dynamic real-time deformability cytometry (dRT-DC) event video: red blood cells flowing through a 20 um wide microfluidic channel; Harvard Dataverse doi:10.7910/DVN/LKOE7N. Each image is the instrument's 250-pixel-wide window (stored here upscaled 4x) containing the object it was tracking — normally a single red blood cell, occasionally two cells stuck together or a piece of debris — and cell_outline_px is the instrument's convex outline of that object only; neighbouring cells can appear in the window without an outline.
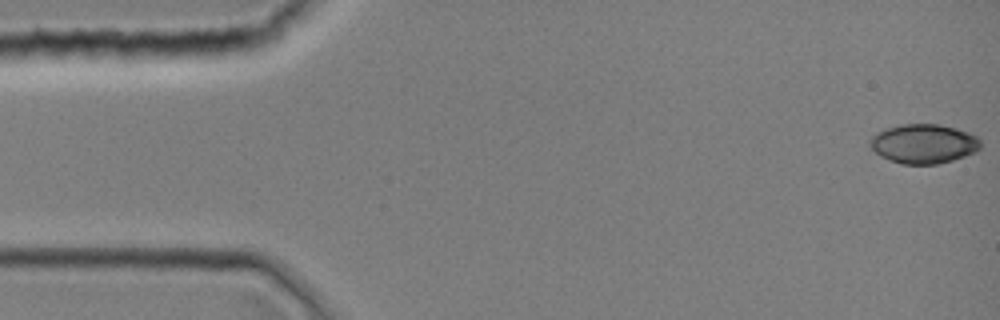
{"species": "common noctule bat (a hibernating species)", "species_latin": "Nyctalus noctula", "temperature_condition": "room temperature", "stored_images_in_passage": 39, "camera_frame_rate_fps": 3000, "um_per_image_px": 0.085, "animal": {"sex": "female", "body_mass_g": 19.0, "forearm_length_mm": 51.5}, "frame": {"image": 1, "passage_image": 1, "time_ms": 0.0, "image_size_px": [1000, 320], "cell_outline_px": [[980, 148], [976, 152], [952, 160], [936, 164], [900, 164], [880, 156], [868, 144], [868, 140], [876, 132], [884, 128], [900, 124], [940, 124], [956, 128], [968, 132], [976, 136], [980, 140]], "centroid_in_image_um": [78.48, 12.21], "position_along_channel_um": 6.5, "area_um2": 25.55}}
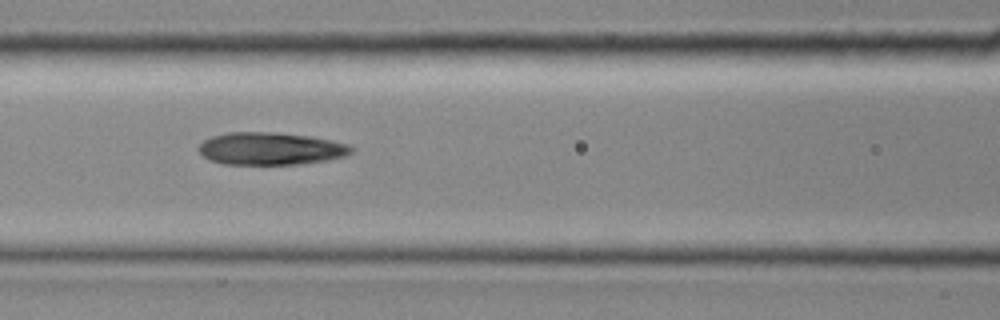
{"frame": {"image": 2, "passage_image": 17, "time_ms": 5.333, "image_size_px": [1000, 320], "cell_outline_px": [[356, 148], [352, 152], [344, 156], [328, 160], [300, 164], [220, 164], [208, 160], [196, 148], [204, 140], [212, 136], [228, 132], [276, 132], [312, 136], [332, 140], [348, 144]], "centroid_in_image_um": [23.01, 12.63], "position_along_channel_um": 143.6, "area_um2": 29.25}}
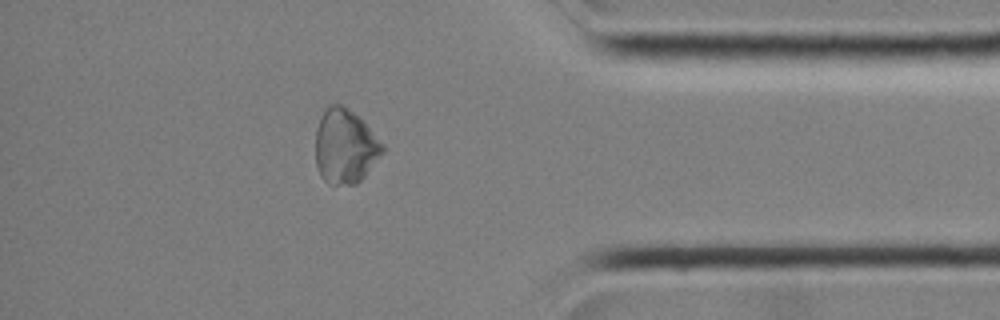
{"frame": {"image": 3, "passage_image": 34, "time_ms": 11.0, "image_size_px": [1000, 320], "cell_outline_px": [[384, 152], [364, 176], [356, 184], [328, 184], [320, 176], [316, 164], [316, 128], [320, 116], [324, 108], [328, 104], [340, 104], [348, 108], [364, 120], [384, 144]], "centroid_in_image_um": [29.33, 12.41], "position_along_channel_um": 405.9, "area_um2": 29.42}}